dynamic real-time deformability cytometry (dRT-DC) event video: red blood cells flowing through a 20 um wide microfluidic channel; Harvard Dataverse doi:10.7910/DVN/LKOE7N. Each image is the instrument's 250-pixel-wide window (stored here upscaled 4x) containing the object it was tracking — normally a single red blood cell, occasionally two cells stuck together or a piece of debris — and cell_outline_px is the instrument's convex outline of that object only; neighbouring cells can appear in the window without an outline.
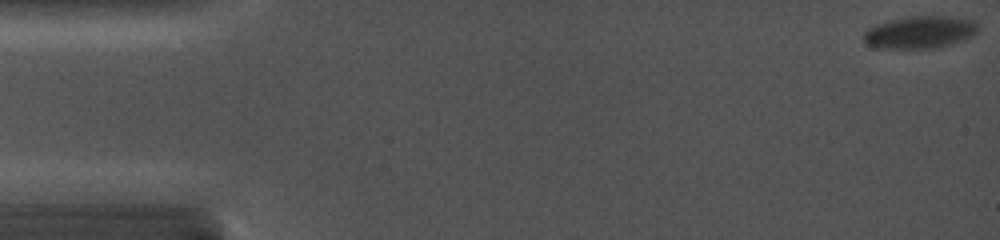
{"species": "common noctule bat (a hibernating species)", "species_latin": "Nyctalus noctula", "temperature_condition": "cold", "stored_images_in_passage": 80, "camera_frame_rate_fps": 5000, "um_per_image_px": 0.085, "animal": {"sex": "female", "body_mass_g": 19.0, "forearm_length_mm": 56.7}, "frame": {"image": 1, "passage_image": 1, "time_ms": 0.0, "image_size_px": [1000, 240], "cell_outline_px": [[980, 28], [976, 32], [960, 40], [936, 48], [876, 48], [868, 44], [864, 40], [864, 32], [868, 28], [876, 24], [908, 16], [948, 16], [972, 20]], "centroid_in_image_um": [78.15, 2.73], "position_along_channel_um": 6.8, "area_um2": 21.21}}
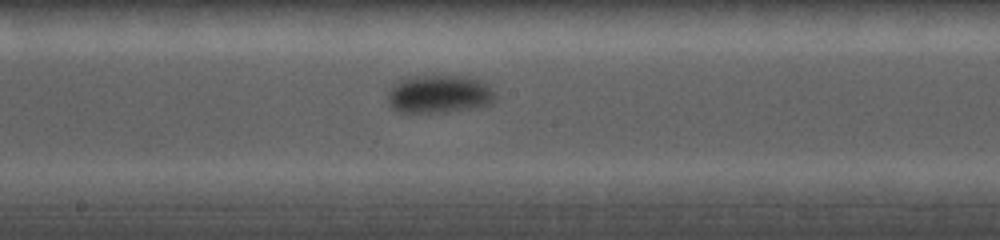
{"frame": {"image": 2, "passage_image": 49, "time_ms": 9.0, "image_size_px": [1000, 240], "cell_outline_px": [[496, 96], [492, 104], [472, 108], [444, 112], [400, 112], [392, 108], [388, 104], [388, 92], [400, 80], [412, 76], [464, 76], [476, 80], [492, 88]], "centroid_in_image_um": [37.33, 8.01], "position_along_channel_um": 210.9, "area_um2": 23.58}}
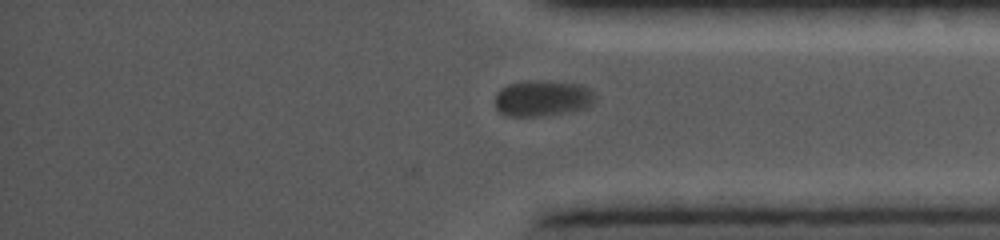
{"frame": {"image": 3, "passage_image": 76, "time_ms": 13.6, "image_size_px": [1000, 240], "cell_outline_px": [[596, 100], [592, 104], [584, 108], [572, 112], [544, 116], [508, 116], [500, 112], [496, 108], [496, 92], [500, 88], [508, 84], [528, 80], [580, 84], [588, 88], [596, 96]], "centroid_in_image_um": [46.11, 8.36], "position_along_channel_um": 389.1, "area_um2": 21.1}}